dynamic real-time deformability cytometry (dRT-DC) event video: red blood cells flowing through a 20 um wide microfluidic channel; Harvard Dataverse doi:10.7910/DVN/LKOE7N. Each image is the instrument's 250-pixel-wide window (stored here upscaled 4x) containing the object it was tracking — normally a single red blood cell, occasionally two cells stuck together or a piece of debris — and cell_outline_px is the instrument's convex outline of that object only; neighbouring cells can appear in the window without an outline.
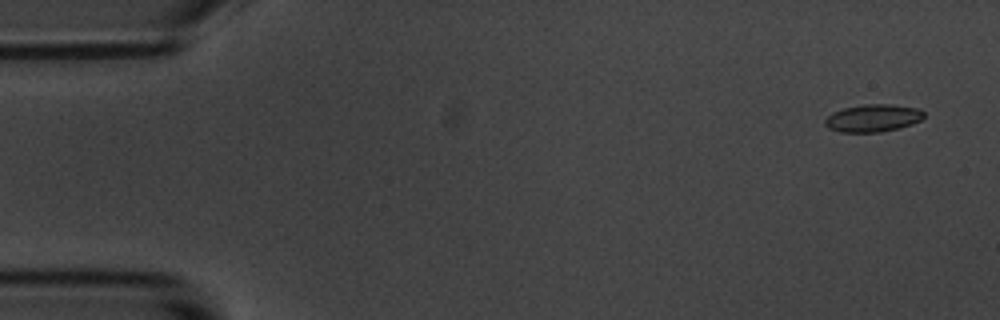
{"species": "common noctule bat (a hibernating species)", "species_latin": "Nyctalus noctula", "temperature_condition": "room temperature", "stored_images_in_passage": 5, "camera_frame_rate_fps": 3000, "um_per_image_px": 0.085, "animal": {"sex": "male", "body_mass_g": 20.1, "forearm_length_mm": 53.5}, "frame": {"image": 1, "passage_image": 1, "time_ms": 0.0, "image_size_px": [1000, 320], "cell_outline_px": [[924, 116], [920, 120], [912, 124], [900, 128], [880, 132], [840, 132], [828, 128], [824, 124], [824, 120], [832, 112], [844, 108], [864, 104], [892, 104], [920, 108], [924, 112]], "centroid_in_image_um": [74.21, 10.03], "position_along_channel_um": 10.8, "area_um2": 16.01}}
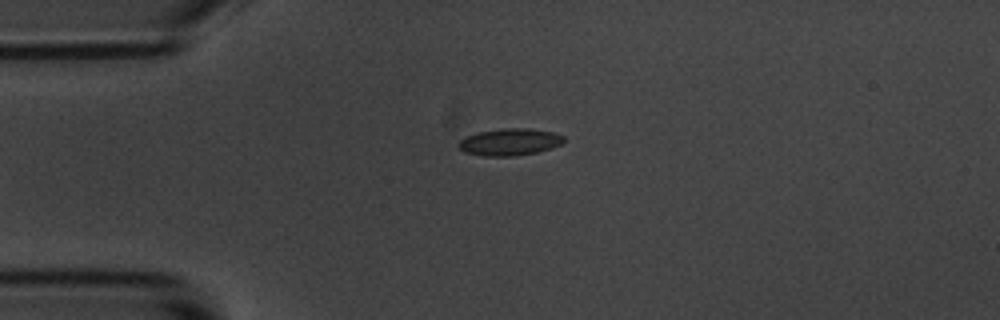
{"frame": {"image": 2, "passage_image": 4, "time_ms": 3.667, "image_size_px": [1000, 320], "cell_outline_px": [[564, 140], [560, 144], [552, 148], [536, 152], [516, 156], [484, 156], [464, 152], [456, 144], [460, 140], [476, 132], [504, 128], [528, 128], [552, 132], [564, 136]], "centroid_in_image_um": [43.3, 12.07], "position_along_channel_um": 41.7, "area_um2": 16.53}}